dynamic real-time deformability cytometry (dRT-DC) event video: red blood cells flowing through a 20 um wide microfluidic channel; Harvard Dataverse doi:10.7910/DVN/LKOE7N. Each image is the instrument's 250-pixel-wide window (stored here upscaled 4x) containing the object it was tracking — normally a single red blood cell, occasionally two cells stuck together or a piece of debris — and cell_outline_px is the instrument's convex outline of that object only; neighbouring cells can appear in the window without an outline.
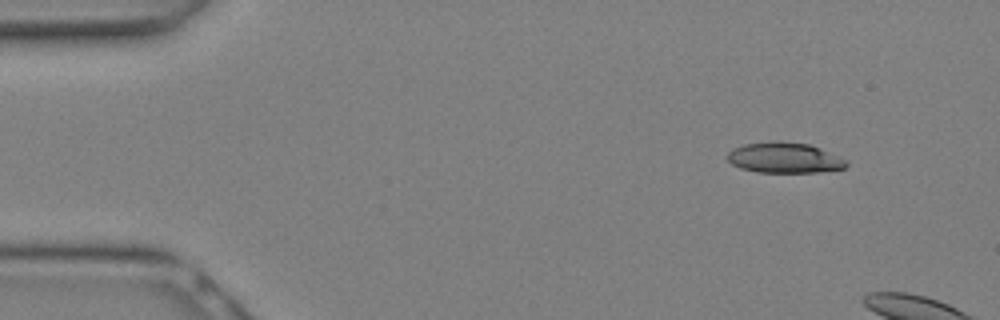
{"species": "Egyptian fruit bat (a non-hibernating species)", "species_latin": "Rousettus aegyptiacus", "temperature_condition": "warm", "stored_images_in_passage": 4, "camera_frame_rate_fps": 3000, "um_per_image_px": 0.085, "animal": {"sex": "female"}, "frame": {"image": 1, "passage_image": 1, "time_ms": 0.0, "image_size_px": [1000, 320], "cell_outline_px": [[848, 164], [844, 168], [816, 172], [760, 172], [740, 168], [732, 164], [728, 160], [728, 152], [744, 144], [776, 140], [780, 140], [808, 144], [820, 148], [848, 160]], "centroid_in_image_um": [66.69, 13.4], "position_along_channel_um": 18.3, "area_um2": 21.1}}